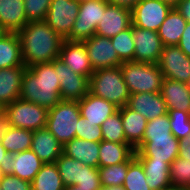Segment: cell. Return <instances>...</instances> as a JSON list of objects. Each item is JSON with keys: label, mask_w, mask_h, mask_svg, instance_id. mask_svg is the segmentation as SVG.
Returning a JSON list of instances; mask_svg holds the SVG:
<instances>
[{"label": "cell", "mask_w": 190, "mask_h": 190, "mask_svg": "<svg viewBox=\"0 0 190 190\" xmlns=\"http://www.w3.org/2000/svg\"><path fill=\"white\" fill-rule=\"evenodd\" d=\"M98 190H126V189L124 188L123 185L121 186L116 185V186H109V187H105L101 185Z\"/></svg>", "instance_id": "cell-49"}, {"label": "cell", "mask_w": 190, "mask_h": 190, "mask_svg": "<svg viewBox=\"0 0 190 190\" xmlns=\"http://www.w3.org/2000/svg\"><path fill=\"white\" fill-rule=\"evenodd\" d=\"M179 155V139L174 135L143 137L142 143L135 149V157H149L153 161H165L171 164Z\"/></svg>", "instance_id": "cell-10"}, {"label": "cell", "mask_w": 190, "mask_h": 190, "mask_svg": "<svg viewBox=\"0 0 190 190\" xmlns=\"http://www.w3.org/2000/svg\"><path fill=\"white\" fill-rule=\"evenodd\" d=\"M178 157L190 160V133L179 140V155Z\"/></svg>", "instance_id": "cell-45"}, {"label": "cell", "mask_w": 190, "mask_h": 190, "mask_svg": "<svg viewBox=\"0 0 190 190\" xmlns=\"http://www.w3.org/2000/svg\"><path fill=\"white\" fill-rule=\"evenodd\" d=\"M7 154H8V152L6 151V149L4 148V146L0 142V165H1V160Z\"/></svg>", "instance_id": "cell-50"}, {"label": "cell", "mask_w": 190, "mask_h": 190, "mask_svg": "<svg viewBox=\"0 0 190 190\" xmlns=\"http://www.w3.org/2000/svg\"><path fill=\"white\" fill-rule=\"evenodd\" d=\"M111 5H117L120 7L128 8L130 10L140 1V0H107Z\"/></svg>", "instance_id": "cell-47"}, {"label": "cell", "mask_w": 190, "mask_h": 190, "mask_svg": "<svg viewBox=\"0 0 190 190\" xmlns=\"http://www.w3.org/2000/svg\"><path fill=\"white\" fill-rule=\"evenodd\" d=\"M52 0H24L27 21L44 20Z\"/></svg>", "instance_id": "cell-40"}, {"label": "cell", "mask_w": 190, "mask_h": 190, "mask_svg": "<svg viewBox=\"0 0 190 190\" xmlns=\"http://www.w3.org/2000/svg\"><path fill=\"white\" fill-rule=\"evenodd\" d=\"M186 25V20L177 9L173 7L157 31L163 45H178Z\"/></svg>", "instance_id": "cell-27"}, {"label": "cell", "mask_w": 190, "mask_h": 190, "mask_svg": "<svg viewBox=\"0 0 190 190\" xmlns=\"http://www.w3.org/2000/svg\"><path fill=\"white\" fill-rule=\"evenodd\" d=\"M169 174L172 188L190 190V160L177 157L170 164Z\"/></svg>", "instance_id": "cell-33"}, {"label": "cell", "mask_w": 190, "mask_h": 190, "mask_svg": "<svg viewBox=\"0 0 190 190\" xmlns=\"http://www.w3.org/2000/svg\"><path fill=\"white\" fill-rule=\"evenodd\" d=\"M171 133L177 138H185L190 133V113L168 110Z\"/></svg>", "instance_id": "cell-38"}, {"label": "cell", "mask_w": 190, "mask_h": 190, "mask_svg": "<svg viewBox=\"0 0 190 190\" xmlns=\"http://www.w3.org/2000/svg\"><path fill=\"white\" fill-rule=\"evenodd\" d=\"M65 186L77 185L83 176V163L65 154L55 161Z\"/></svg>", "instance_id": "cell-32"}, {"label": "cell", "mask_w": 190, "mask_h": 190, "mask_svg": "<svg viewBox=\"0 0 190 190\" xmlns=\"http://www.w3.org/2000/svg\"><path fill=\"white\" fill-rule=\"evenodd\" d=\"M10 127L9 121L6 115L1 112L0 113V139L2 138L3 134L8 130Z\"/></svg>", "instance_id": "cell-48"}, {"label": "cell", "mask_w": 190, "mask_h": 190, "mask_svg": "<svg viewBox=\"0 0 190 190\" xmlns=\"http://www.w3.org/2000/svg\"><path fill=\"white\" fill-rule=\"evenodd\" d=\"M80 0H52L44 21L66 39L74 27Z\"/></svg>", "instance_id": "cell-8"}, {"label": "cell", "mask_w": 190, "mask_h": 190, "mask_svg": "<svg viewBox=\"0 0 190 190\" xmlns=\"http://www.w3.org/2000/svg\"><path fill=\"white\" fill-rule=\"evenodd\" d=\"M128 166L129 160L120 164L98 167L101 185L105 187L123 185Z\"/></svg>", "instance_id": "cell-37"}, {"label": "cell", "mask_w": 190, "mask_h": 190, "mask_svg": "<svg viewBox=\"0 0 190 190\" xmlns=\"http://www.w3.org/2000/svg\"><path fill=\"white\" fill-rule=\"evenodd\" d=\"M120 68L130 94L161 91L164 76L158 64L129 61Z\"/></svg>", "instance_id": "cell-4"}, {"label": "cell", "mask_w": 190, "mask_h": 190, "mask_svg": "<svg viewBox=\"0 0 190 190\" xmlns=\"http://www.w3.org/2000/svg\"><path fill=\"white\" fill-rule=\"evenodd\" d=\"M75 138H81L92 142H101L103 140L100 126L89 122L88 119L80 115L78 127L76 128Z\"/></svg>", "instance_id": "cell-39"}, {"label": "cell", "mask_w": 190, "mask_h": 190, "mask_svg": "<svg viewBox=\"0 0 190 190\" xmlns=\"http://www.w3.org/2000/svg\"><path fill=\"white\" fill-rule=\"evenodd\" d=\"M100 142L73 138L63 146V154L82 162L86 166L99 167Z\"/></svg>", "instance_id": "cell-24"}, {"label": "cell", "mask_w": 190, "mask_h": 190, "mask_svg": "<svg viewBox=\"0 0 190 190\" xmlns=\"http://www.w3.org/2000/svg\"><path fill=\"white\" fill-rule=\"evenodd\" d=\"M175 8L183 16L186 22H190V0H181Z\"/></svg>", "instance_id": "cell-46"}, {"label": "cell", "mask_w": 190, "mask_h": 190, "mask_svg": "<svg viewBox=\"0 0 190 190\" xmlns=\"http://www.w3.org/2000/svg\"><path fill=\"white\" fill-rule=\"evenodd\" d=\"M0 188L2 190H31V182L20 179L12 174L2 175Z\"/></svg>", "instance_id": "cell-43"}, {"label": "cell", "mask_w": 190, "mask_h": 190, "mask_svg": "<svg viewBox=\"0 0 190 190\" xmlns=\"http://www.w3.org/2000/svg\"><path fill=\"white\" fill-rule=\"evenodd\" d=\"M32 138L33 131L10 126L3 134L0 142L8 153L14 154L30 150Z\"/></svg>", "instance_id": "cell-30"}, {"label": "cell", "mask_w": 190, "mask_h": 190, "mask_svg": "<svg viewBox=\"0 0 190 190\" xmlns=\"http://www.w3.org/2000/svg\"><path fill=\"white\" fill-rule=\"evenodd\" d=\"M58 58L79 75L90 79L94 73L83 42L65 39Z\"/></svg>", "instance_id": "cell-17"}, {"label": "cell", "mask_w": 190, "mask_h": 190, "mask_svg": "<svg viewBox=\"0 0 190 190\" xmlns=\"http://www.w3.org/2000/svg\"><path fill=\"white\" fill-rule=\"evenodd\" d=\"M2 112L10 126L35 131L46 127L48 109L21 98L5 106Z\"/></svg>", "instance_id": "cell-6"}, {"label": "cell", "mask_w": 190, "mask_h": 190, "mask_svg": "<svg viewBox=\"0 0 190 190\" xmlns=\"http://www.w3.org/2000/svg\"><path fill=\"white\" fill-rule=\"evenodd\" d=\"M142 164L146 183L151 190H168L170 182V164L165 161H153L149 157H136Z\"/></svg>", "instance_id": "cell-25"}, {"label": "cell", "mask_w": 190, "mask_h": 190, "mask_svg": "<svg viewBox=\"0 0 190 190\" xmlns=\"http://www.w3.org/2000/svg\"><path fill=\"white\" fill-rule=\"evenodd\" d=\"M80 115L89 122L101 126L102 123L118 111V107L107 100L88 92L80 101Z\"/></svg>", "instance_id": "cell-19"}, {"label": "cell", "mask_w": 190, "mask_h": 190, "mask_svg": "<svg viewBox=\"0 0 190 190\" xmlns=\"http://www.w3.org/2000/svg\"><path fill=\"white\" fill-rule=\"evenodd\" d=\"M26 66L0 69V108L20 98Z\"/></svg>", "instance_id": "cell-21"}, {"label": "cell", "mask_w": 190, "mask_h": 190, "mask_svg": "<svg viewBox=\"0 0 190 190\" xmlns=\"http://www.w3.org/2000/svg\"><path fill=\"white\" fill-rule=\"evenodd\" d=\"M25 66L20 38L17 33H7L0 39V69Z\"/></svg>", "instance_id": "cell-29"}, {"label": "cell", "mask_w": 190, "mask_h": 190, "mask_svg": "<svg viewBox=\"0 0 190 190\" xmlns=\"http://www.w3.org/2000/svg\"><path fill=\"white\" fill-rule=\"evenodd\" d=\"M58 78L53 61L26 67L20 98L51 109L61 101Z\"/></svg>", "instance_id": "cell-2"}, {"label": "cell", "mask_w": 190, "mask_h": 190, "mask_svg": "<svg viewBox=\"0 0 190 190\" xmlns=\"http://www.w3.org/2000/svg\"><path fill=\"white\" fill-rule=\"evenodd\" d=\"M171 9L160 0H140L132 9V25L157 32Z\"/></svg>", "instance_id": "cell-12"}, {"label": "cell", "mask_w": 190, "mask_h": 190, "mask_svg": "<svg viewBox=\"0 0 190 190\" xmlns=\"http://www.w3.org/2000/svg\"><path fill=\"white\" fill-rule=\"evenodd\" d=\"M131 26L132 10L108 3L97 26L96 34L111 38Z\"/></svg>", "instance_id": "cell-16"}, {"label": "cell", "mask_w": 190, "mask_h": 190, "mask_svg": "<svg viewBox=\"0 0 190 190\" xmlns=\"http://www.w3.org/2000/svg\"><path fill=\"white\" fill-rule=\"evenodd\" d=\"M65 190H84V189H78V185H69L65 186Z\"/></svg>", "instance_id": "cell-52"}, {"label": "cell", "mask_w": 190, "mask_h": 190, "mask_svg": "<svg viewBox=\"0 0 190 190\" xmlns=\"http://www.w3.org/2000/svg\"><path fill=\"white\" fill-rule=\"evenodd\" d=\"M55 72L60 82V97L62 101H80L88 92L90 79L72 71L59 58L53 60Z\"/></svg>", "instance_id": "cell-11"}, {"label": "cell", "mask_w": 190, "mask_h": 190, "mask_svg": "<svg viewBox=\"0 0 190 190\" xmlns=\"http://www.w3.org/2000/svg\"><path fill=\"white\" fill-rule=\"evenodd\" d=\"M100 128L103 140L116 143H127L121 119V108L112 116L108 117Z\"/></svg>", "instance_id": "cell-35"}, {"label": "cell", "mask_w": 190, "mask_h": 190, "mask_svg": "<svg viewBox=\"0 0 190 190\" xmlns=\"http://www.w3.org/2000/svg\"><path fill=\"white\" fill-rule=\"evenodd\" d=\"M77 185L78 189L98 190L101 186L98 168L83 165V176Z\"/></svg>", "instance_id": "cell-42"}, {"label": "cell", "mask_w": 190, "mask_h": 190, "mask_svg": "<svg viewBox=\"0 0 190 190\" xmlns=\"http://www.w3.org/2000/svg\"><path fill=\"white\" fill-rule=\"evenodd\" d=\"M121 119L126 141L135 150L142 143L148 120L127 105L121 108Z\"/></svg>", "instance_id": "cell-26"}, {"label": "cell", "mask_w": 190, "mask_h": 190, "mask_svg": "<svg viewBox=\"0 0 190 190\" xmlns=\"http://www.w3.org/2000/svg\"><path fill=\"white\" fill-rule=\"evenodd\" d=\"M188 57H190V22H187L186 28L177 45Z\"/></svg>", "instance_id": "cell-44"}, {"label": "cell", "mask_w": 190, "mask_h": 190, "mask_svg": "<svg viewBox=\"0 0 190 190\" xmlns=\"http://www.w3.org/2000/svg\"><path fill=\"white\" fill-rule=\"evenodd\" d=\"M44 163L30 149L18 153H8L1 160L2 175L12 174L20 179L32 182Z\"/></svg>", "instance_id": "cell-9"}, {"label": "cell", "mask_w": 190, "mask_h": 190, "mask_svg": "<svg viewBox=\"0 0 190 190\" xmlns=\"http://www.w3.org/2000/svg\"><path fill=\"white\" fill-rule=\"evenodd\" d=\"M82 42L94 71L101 68L120 66L123 63L118 57L110 38L95 34Z\"/></svg>", "instance_id": "cell-13"}, {"label": "cell", "mask_w": 190, "mask_h": 190, "mask_svg": "<svg viewBox=\"0 0 190 190\" xmlns=\"http://www.w3.org/2000/svg\"><path fill=\"white\" fill-rule=\"evenodd\" d=\"M135 150L128 143L102 140L99 147V167L127 162Z\"/></svg>", "instance_id": "cell-28"}, {"label": "cell", "mask_w": 190, "mask_h": 190, "mask_svg": "<svg viewBox=\"0 0 190 190\" xmlns=\"http://www.w3.org/2000/svg\"><path fill=\"white\" fill-rule=\"evenodd\" d=\"M89 92L118 108L126 106L130 96L120 66L95 70L90 77Z\"/></svg>", "instance_id": "cell-3"}, {"label": "cell", "mask_w": 190, "mask_h": 190, "mask_svg": "<svg viewBox=\"0 0 190 190\" xmlns=\"http://www.w3.org/2000/svg\"><path fill=\"white\" fill-rule=\"evenodd\" d=\"M185 84H186L187 88L190 91V78L185 82Z\"/></svg>", "instance_id": "cell-54"}, {"label": "cell", "mask_w": 190, "mask_h": 190, "mask_svg": "<svg viewBox=\"0 0 190 190\" xmlns=\"http://www.w3.org/2000/svg\"><path fill=\"white\" fill-rule=\"evenodd\" d=\"M169 4L172 8L175 7L181 0H160Z\"/></svg>", "instance_id": "cell-51"}, {"label": "cell", "mask_w": 190, "mask_h": 190, "mask_svg": "<svg viewBox=\"0 0 190 190\" xmlns=\"http://www.w3.org/2000/svg\"><path fill=\"white\" fill-rule=\"evenodd\" d=\"M167 135L173 134L170 129L169 115L165 114L147 122L143 137H160Z\"/></svg>", "instance_id": "cell-41"}, {"label": "cell", "mask_w": 190, "mask_h": 190, "mask_svg": "<svg viewBox=\"0 0 190 190\" xmlns=\"http://www.w3.org/2000/svg\"><path fill=\"white\" fill-rule=\"evenodd\" d=\"M126 190H151L146 183V174L135 154L129 159V166L123 184Z\"/></svg>", "instance_id": "cell-34"}, {"label": "cell", "mask_w": 190, "mask_h": 190, "mask_svg": "<svg viewBox=\"0 0 190 190\" xmlns=\"http://www.w3.org/2000/svg\"><path fill=\"white\" fill-rule=\"evenodd\" d=\"M80 109L78 101H60L48 110L46 128L64 146L75 138Z\"/></svg>", "instance_id": "cell-5"}, {"label": "cell", "mask_w": 190, "mask_h": 190, "mask_svg": "<svg viewBox=\"0 0 190 190\" xmlns=\"http://www.w3.org/2000/svg\"><path fill=\"white\" fill-rule=\"evenodd\" d=\"M118 57L123 62L134 61V38L132 35V26L110 38Z\"/></svg>", "instance_id": "cell-36"}, {"label": "cell", "mask_w": 190, "mask_h": 190, "mask_svg": "<svg viewBox=\"0 0 190 190\" xmlns=\"http://www.w3.org/2000/svg\"><path fill=\"white\" fill-rule=\"evenodd\" d=\"M31 150L44 163H55L63 153L62 144L46 128L33 131Z\"/></svg>", "instance_id": "cell-20"}, {"label": "cell", "mask_w": 190, "mask_h": 190, "mask_svg": "<svg viewBox=\"0 0 190 190\" xmlns=\"http://www.w3.org/2000/svg\"><path fill=\"white\" fill-rule=\"evenodd\" d=\"M17 34L26 67L57 59L65 40L44 20L29 21Z\"/></svg>", "instance_id": "cell-1"}, {"label": "cell", "mask_w": 190, "mask_h": 190, "mask_svg": "<svg viewBox=\"0 0 190 190\" xmlns=\"http://www.w3.org/2000/svg\"><path fill=\"white\" fill-rule=\"evenodd\" d=\"M8 32L0 25V39Z\"/></svg>", "instance_id": "cell-53"}, {"label": "cell", "mask_w": 190, "mask_h": 190, "mask_svg": "<svg viewBox=\"0 0 190 190\" xmlns=\"http://www.w3.org/2000/svg\"><path fill=\"white\" fill-rule=\"evenodd\" d=\"M134 38V61L158 64L164 45L154 30L142 29L132 25Z\"/></svg>", "instance_id": "cell-14"}, {"label": "cell", "mask_w": 190, "mask_h": 190, "mask_svg": "<svg viewBox=\"0 0 190 190\" xmlns=\"http://www.w3.org/2000/svg\"><path fill=\"white\" fill-rule=\"evenodd\" d=\"M160 93L168 110L190 112V91L184 82L163 78Z\"/></svg>", "instance_id": "cell-22"}, {"label": "cell", "mask_w": 190, "mask_h": 190, "mask_svg": "<svg viewBox=\"0 0 190 190\" xmlns=\"http://www.w3.org/2000/svg\"><path fill=\"white\" fill-rule=\"evenodd\" d=\"M32 190H65V185L59 175L55 163L43 164L34 180L31 182Z\"/></svg>", "instance_id": "cell-31"}, {"label": "cell", "mask_w": 190, "mask_h": 190, "mask_svg": "<svg viewBox=\"0 0 190 190\" xmlns=\"http://www.w3.org/2000/svg\"><path fill=\"white\" fill-rule=\"evenodd\" d=\"M158 66L164 78L184 83L190 78V57L177 45L164 46Z\"/></svg>", "instance_id": "cell-15"}, {"label": "cell", "mask_w": 190, "mask_h": 190, "mask_svg": "<svg viewBox=\"0 0 190 190\" xmlns=\"http://www.w3.org/2000/svg\"><path fill=\"white\" fill-rule=\"evenodd\" d=\"M27 23L24 0H0V25L8 33H18Z\"/></svg>", "instance_id": "cell-23"}, {"label": "cell", "mask_w": 190, "mask_h": 190, "mask_svg": "<svg viewBox=\"0 0 190 190\" xmlns=\"http://www.w3.org/2000/svg\"><path fill=\"white\" fill-rule=\"evenodd\" d=\"M107 0H80L79 12L68 41L82 42L96 34Z\"/></svg>", "instance_id": "cell-7"}, {"label": "cell", "mask_w": 190, "mask_h": 190, "mask_svg": "<svg viewBox=\"0 0 190 190\" xmlns=\"http://www.w3.org/2000/svg\"><path fill=\"white\" fill-rule=\"evenodd\" d=\"M127 106L143 115L148 121L168 114L167 105L160 92L130 94Z\"/></svg>", "instance_id": "cell-18"}]
</instances>
